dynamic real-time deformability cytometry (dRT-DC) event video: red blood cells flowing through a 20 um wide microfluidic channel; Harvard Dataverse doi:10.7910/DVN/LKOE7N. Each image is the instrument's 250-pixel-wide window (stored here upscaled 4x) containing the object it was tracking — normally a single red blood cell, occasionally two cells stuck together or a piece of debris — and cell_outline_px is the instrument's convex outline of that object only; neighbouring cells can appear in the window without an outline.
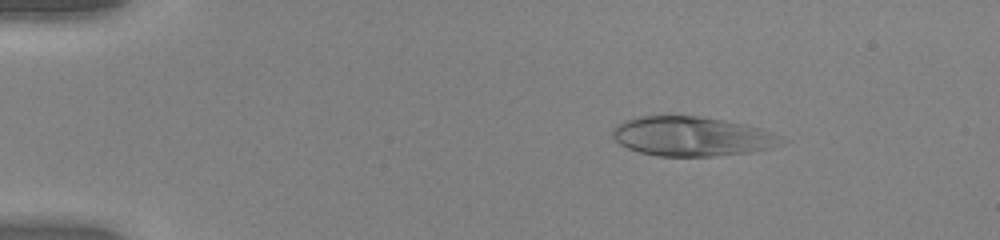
{"species": "human", "species_latin": "Homo sapiens", "temperature_condition": "warm", "stored_images_in_passage": 52, "camera_frame_rate_fps": 3000, "um_per_image_px": 0.085, "donor": {"sex": "female"}, "frame": {"image": 1, "passage_image": 9, "time_ms": 2.667, "image_size_px": [1000, 240], "cell_outline_px": [[788, 140], [768, 148], [752, 152], [712, 156], [656, 156], [640, 152], [628, 148], [620, 144], [612, 136], [612, 128], [616, 124], [624, 120], [640, 116], [700, 116], [748, 124], [760, 128], [780, 136]], "centroid_in_image_um": [58.79, 11.58], "position_along_channel_um": 26.2, "area_um2": 38.9}}
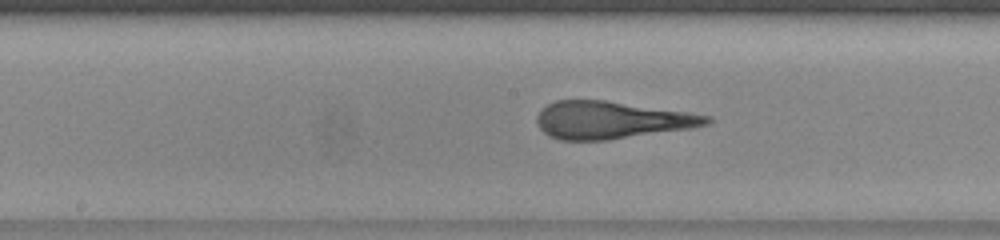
{"frame": {"image": 2, "passage_image": 28, "time_ms": 9.0, "image_size_px": [1000, 240], "cell_outline_px": [[712, 120], [708, 124], [692, 128], [608, 140], [560, 140], [548, 136], [540, 128], [536, 120], [536, 116], [548, 104], [556, 100], [604, 100], [688, 112], [712, 116]], "centroid_in_image_um": [51.98, 10.21], "position_along_channel_um": 196.2, "area_um2": 36.93}}
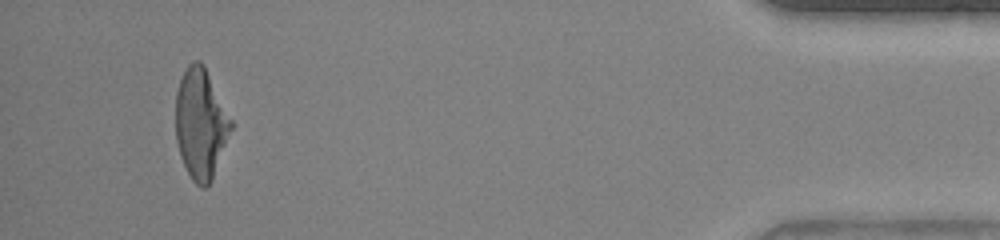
{"frame": {"image": 3, "passage_image": 49, "time_ms": 16.0, "image_size_px": [1000, 240], "cell_outline_px": [[236, 124], [212, 180], [204, 188], [200, 188], [192, 180], [180, 156], [176, 140], [176, 92], [180, 80], [188, 64], [192, 60], [200, 60], [204, 64]], "centroid_in_image_um": [17.11, 10.5], "position_along_channel_um": 418.1, "area_um2": 36.47}, "authors_computed_cell_mechanics": {"area_um2": 37.6856, "velocity_mm_per_s": 4.0752, "shape_relaxation_time_tau1_ms": 7.7034, "shape_relaxation_time_tau2_ms": 0.7674, "deformation_change_tau1": 0.3084, "deformation_change_tau2": 0.0903}}